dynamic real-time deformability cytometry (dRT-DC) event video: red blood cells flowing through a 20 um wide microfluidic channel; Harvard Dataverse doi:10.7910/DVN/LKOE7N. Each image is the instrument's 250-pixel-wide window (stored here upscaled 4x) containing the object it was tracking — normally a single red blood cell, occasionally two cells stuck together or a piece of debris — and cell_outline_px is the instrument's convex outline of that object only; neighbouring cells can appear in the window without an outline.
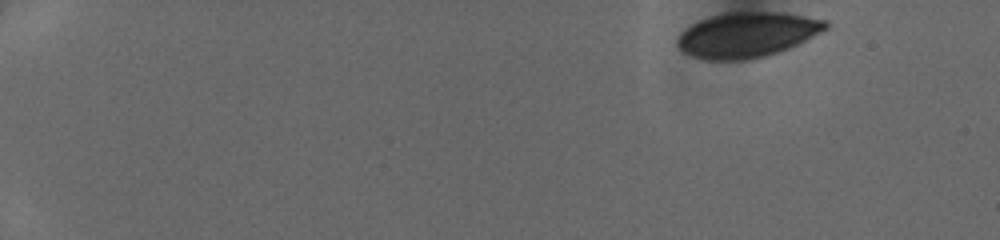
{"species": "human", "species_latin": "Homo sapiens", "temperature_condition": "cold", "stored_images_in_passage": 45, "camera_frame_rate_fps": 3000, "um_per_image_px": 0.085, "donor": {"sex": "female"}, "frame": {"image": 1, "passage_image": 1, "time_ms": 0.0, "image_size_px": [1000, 240], "cell_outline_px": [[828, 28], [788, 48], [764, 56], [744, 60], [708, 60], [692, 56], [684, 52], [676, 44], [676, 40], [680, 32], [684, 28], [700, 20], [712, 16], [728, 12], [780, 12], [828, 20]], "centroid_in_image_um": [63.47, 2.95], "position_along_channel_um": 21.5, "area_um2": 38.67}}
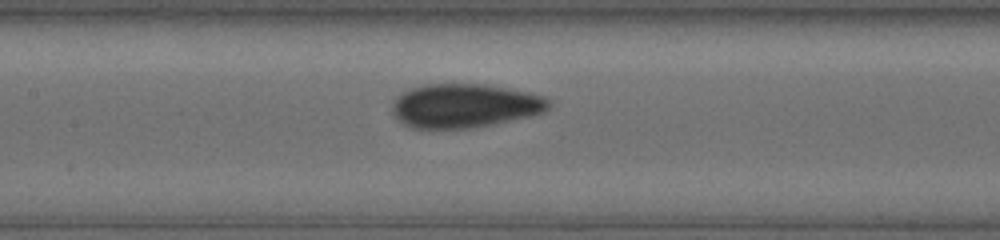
{"frame": {"image": 2, "passage_image": 22, "time_ms": 7.0, "image_size_px": [1000, 240], "cell_outline_px": [[552, 104], [544, 112], [532, 116], [492, 124], [468, 128], [408, 128], [396, 120], [392, 116], [392, 100], [396, 96], [412, 88], [424, 84], [488, 84], [528, 92], [544, 96]], "centroid_in_image_um": [39.46, 8.99], "position_along_channel_um": 167.9, "area_um2": 40.46}}
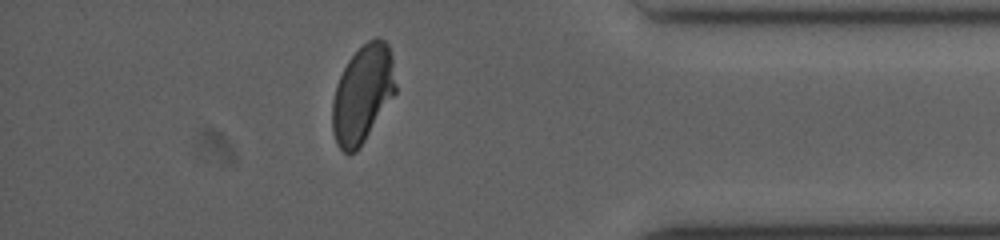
{"frame": {"image": 3, "passage_image": 40, "time_ms": 13.0, "image_size_px": [1000, 240], "cell_outline_px": [[396, 92], [356, 152], [344, 152], [336, 144], [332, 132], [332, 100], [336, 84], [348, 60], [368, 40], [376, 36], [384, 40], [388, 44], [392, 56], [396, 84]], "centroid_in_image_um": [30.81, 7.97], "position_along_channel_um": 404.4, "area_um2": 35.78}}